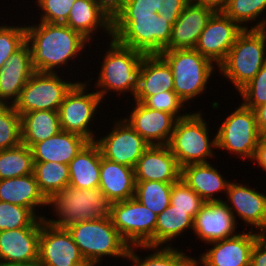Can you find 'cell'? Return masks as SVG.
I'll list each match as a JSON object with an SVG mask.
<instances>
[{
	"label": "cell",
	"mask_w": 266,
	"mask_h": 266,
	"mask_svg": "<svg viewBox=\"0 0 266 266\" xmlns=\"http://www.w3.org/2000/svg\"><path fill=\"white\" fill-rule=\"evenodd\" d=\"M110 218L129 246H155L157 215L134 197L111 203Z\"/></svg>",
	"instance_id": "12"
},
{
	"label": "cell",
	"mask_w": 266,
	"mask_h": 266,
	"mask_svg": "<svg viewBox=\"0 0 266 266\" xmlns=\"http://www.w3.org/2000/svg\"><path fill=\"white\" fill-rule=\"evenodd\" d=\"M238 94L241 104L252 110L266 103V63Z\"/></svg>",
	"instance_id": "43"
},
{
	"label": "cell",
	"mask_w": 266,
	"mask_h": 266,
	"mask_svg": "<svg viewBox=\"0 0 266 266\" xmlns=\"http://www.w3.org/2000/svg\"><path fill=\"white\" fill-rule=\"evenodd\" d=\"M61 74L35 71L14 104L19 115L38 110L58 111L66 93L77 82L64 79L66 76Z\"/></svg>",
	"instance_id": "11"
},
{
	"label": "cell",
	"mask_w": 266,
	"mask_h": 266,
	"mask_svg": "<svg viewBox=\"0 0 266 266\" xmlns=\"http://www.w3.org/2000/svg\"><path fill=\"white\" fill-rule=\"evenodd\" d=\"M72 266H97V265L90 261L85 260L84 262H81V263H78Z\"/></svg>",
	"instance_id": "52"
},
{
	"label": "cell",
	"mask_w": 266,
	"mask_h": 266,
	"mask_svg": "<svg viewBox=\"0 0 266 266\" xmlns=\"http://www.w3.org/2000/svg\"><path fill=\"white\" fill-rule=\"evenodd\" d=\"M135 102V103H134ZM129 115L123 118L150 145H168L177 119L164 111L133 101Z\"/></svg>",
	"instance_id": "19"
},
{
	"label": "cell",
	"mask_w": 266,
	"mask_h": 266,
	"mask_svg": "<svg viewBox=\"0 0 266 266\" xmlns=\"http://www.w3.org/2000/svg\"><path fill=\"white\" fill-rule=\"evenodd\" d=\"M172 25L159 13L116 14L112 36L120 45L145 55L160 54L169 44Z\"/></svg>",
	"instance_id": "2"
},
{
	"label": "cell",
	"mask_w": 266,
	"mask_h": 266,
	"mask_svg": "<svg viewBox=\"0 0 266 266\" xmlns=\"http://www.w3.org/2000/svg\"><path fill=\"white\" fill-rule=\"evenodd\" d=\"M91 79L82 82L77 80L66 93L58 113L61 130L79 134L89 142H95L97 136L94 129H91L92 123L95 124L97 111L105 102L95 90L91 91L92 87L89 89Z\"/></svg>",
	"instance_id": "9"
},
{
	"label": "cell",
	"mask_w": 266,
	"mask_h": 266,
	"mask_svg": "<svg viewBox=\"0 0 266 266\" xmlns=\"http://www.w3.org/2000/svg\"><path fill=\"white\" fill-rule=\"evenodd\" d=\"M26 43V27L2 24L0 26V70L7 60Z\"/></svg>",
	"instance_id": "41"
},
{
	"label": "cell",
	"mask_w": 266,
	"mask_h": 266,
	"mask_svg": "<svg viewBox=\"0 0 266 266\" xmlns=\"http://www.w3.org/2000/svg\"><path fill=\"white\" fill-rule=\"evenodd\" d=\"M250 266H266V234H260L251 251Z\"/></svg>",
	"instance_id": "47"
},
{
	"label": "cell",
	"mask_w": 266,
	"mask_h": 266,
	"mask_svg": "<svg viewBox=\"0 0 266 266\" xmlns=\"http://www.w3.org/2000/svg\"><path fill=\"white\" fill-rule=\"evenodd\" d=\"M159 55L170 66L174 92L186 105L206 93L209 80L218 68L209 59L195 49L164 50Z\"/></svg>",
	"instance_id": "7"
},
{
	"label": "cell",
	"mask_w": 266,
	"mask_h": 266,
	"mask_svg": "<svg viewBox=\"0 0 266 266\" xmlns=\"http://www.w3.org/2000/svg\"><path fill=\"white\" fill-rule=\"evenodd\" d=\"M242 30L224 12H214L199 36L194 49L219 67Z\"/></svg>",
	"instance_id": "14"
},
{
	"label": "cell",
	"mask_w": 266,
	"mask_h": 266,
	"mask_svg": "<svg viewBox=\"0 0 266 266\" xmlns=\"http://www.w3.org/2000/svg\"><path fill=\"white\" fill-rule=\"evenodd\" d=\"M66 229L85 260L98 266L106 257L126 260L129 244L121 237L110 217L76 223Z\"/></svg>",
	"instance_id": "8"
},
{
	"label": "cell",
	"mask_w": 266,
	"mask_h": 266,
	"mask_svg": "<svg viewBox=\"0 0 266 266\" xmlns=\"http://www.w3.org/2000/svg\"><path fill=\"white\" fill-rule=\"evenodd\" d=\"M163 91H174L170 66L159 54L144 55L138 70L134 101L142 103L148 96Z\"/></svg>",
	"instance_id": "25"
},
{
	"label": "cell",
	"mask_w": 266,
	"mask_h": 266,
	"mask_svg": "<svg viewBox=\"0 0 266 266\" xmlns=\"http://www.w3.org/2000/svg\"><path fill=\"white\" fill-rule=\"evenodd\" d=\"M38 22L28 26L25 24L26 42L30 47L32 66L37 72L62 71L63 74V69L69 67L70 62L73 63L76 58L78 60L80 55H83L84 51L87 52L84 50L87 49V44L91 46L86 38L66 24Z\"/></svg>",
	"instance_id": "1"
},
{
	"label": "cell",
	"mask_w": 266,
	"mask_h": 266,
	"mask_svg": "<svg viewBox=\"0 0 266 266\" xmlns=\"http://www.w3.org/2000/svg\"><path fill=\"white\" fill-rule=\"evenodd\" d=\"M251 162L260 166L266 174V135L261 136Z\"/></svg>",
	"instance_id": "48"
},
{
	"label": "cell",
	"mask_w": 266,
	"mask_h": 266,
	"mask_svg": "<svg viewBox=\"0 0 266 266\" xmlns=\"http://www.w3.org/2000/svg\"><path fill=\"white\" fill-rule=\"evenodd\" d=\"M45 216L35 214L30 208L0 201V231L26 227H41Z\"/></svg>",
	"instance_id": "38"
},
{
	"label": "cell",
	"mask_w": 266,
	"mask_h": 266,
	"mask_svg": "<svg viewBox=\"0 0 266 266\" xmlns=\"http://www.w3.org/2000/svg\"><path fill=\"white\" fill-rule=\"evenodd\" d=\"M111 19L122 9L126 0H95Z\"/></svg>",
	"instance_id": "49"
},
{
	"label": "cell",
	"mask_w": 266,
	"mask_h": 266,
	"mask_svg": "<svg viewBox=\"0 0 266 266\" xmlns=\"http://www.w3.org/2000/svg\"><path fill=\"white\" fill-rule=\"evenodd\" d=\"M85 259L67 229L41 222L39 237V266H72Z\"/></svg>",
	"instance_id": "16"
},
{
	"label": "cell",
	"mask_w": 266,
	"mask_h": 266,
	"mask_svg": "<svg viewBox=\"0 0 266 266\" xmlns=\"http://www.w3.org/2000/svg\"><path fill=\"white\" fill-rule=\"evenodd\" d=\"M52 208V219L46 216L43 220L54 227L66 229L69 226L110 217L111 202L98 188L83 190L65 186L47 200V207Z\"/></svg>",
	"instance_id": "3"
},
{
	"label": "cell",
	"mask_w": 266,
	"mask_h": 266,
	"mask_svg": "<svg viewBox=\"0 0 266 266\" xmlns=\"http://www.w3.org/2000/svg\"><path fill=\"white\" fill-rule=\"evenodd\" d=\"M259 235L242 230L236 236L209 243L212 247L193 259L200 266H250L251 251Z\"/></svg>",
	"instance_id": "17"
},
{
	"label": "cell",
	"mask_w": 266,
	"mask_h": 266,
	"mask_svg": "<svg viewBox=\"0 0 266 266\" xmlns=\"http://www.w3.org/2000/svg\"><path fill=\"white\" fill-rule=\"evenodd\" d=\"M223 12L242 29L266 28V16L263 14L266 12V0H230ZM249 24L251 26H247Z\"/></svg>",
	"instance_id": "35"
},
{
	"label": "cell",
	"mask_w": 266,
	"mask_h": 266,
	"mask_svg": "<svg viewBox=\"0 0 266 266\" xmlns=\"http://www.w3.org/2000/svg\"><path fill=\"white\" fill-rule=\"evenodd\" d=\"M218 170L211 162L189 164L181 168L180 178L205 202L223 201L216 194L226 195L231 180L224 178Z\"/></svg>",
	"instance_id": "26"
},
{
	"label": "cell",
	"mask_w": 266,
	"mask_h": 266,
	"mask_svg": "<svg viewBox=\"0 0 266 266\" xmlns=\"http://www.w3.org/2000/svg\"><path fill=\"white\" fill-rule=\"evenodd\" d=\"M61 131L58 111L38 110L21 116L22 144L31 147Z\"/></svg>",
	"instance_id": "31"
},
{
	"label": "cell",
	"mask_w": 266,
	"mask_h": 266,
	"mask_svg": "<svg viewBox=\"0 0 266 266\" xmlns=\"http://www.w3.org/2000/svg\"><path fill=\"white\" fill-rule=\"evenodd\" d=\"M135 181L175 183L181 168L168 145H150L134 167Z\"/></svg>",
	"instance_id": "21"
},
{
	"label": "cell",
	"mask_w": 266,
	"mask_h": 266,
	"mask_svg": "<svg viewBox=\"0 0 266 266\" xmlns=\"http://www.w3.org/2000/svg\"><path fill=\"white\" fill-rule=\"evenodd\" d=\"M134 198L156 215L170 205L173 183L160 181H135Z\"/></svg>",
	"instance_id": "37"
},
{
	"label": "cell",
	"mask_w": 266,
	"mask_h": 266,
	"mask_svg": "<svg viewBox=\"0 0 266 266\" xmlns=\"http://www.w3.org/2000/svg\"><path fill=\"white\" fill-rule=\"evenodd\" d=\"M34 162L30 147L20 144L0 150V180L33 173Z\"/></svg>",
	"instance_id": "36"
},
{
	"label": "cell",
	"mask_w": 266,
	"mask_h": 266,
	"mask_svg": "<svg viewBox=\"0 0 266 266\" xmlns=\"http://www.w3.org/2000/svg\"><path fill=\"white\" fill-rule=\"evenodd\" d=\"M103 53L104 58L99 68L98 79L95 81V91L105 102L107 95L113 92L115 95L135 97L137 91L138 70L144 57V53L118 44L110 39ZM106 96V97H105Z\"/></svg>",
	"instance_id": "4"
},
{
	"label": "cell",
	"mask_w": 266,
	"mask_h": 266,
	"mask_svg": "<svg viewBox=\"0 0 266 266\" xmlns=\"http://www.w3.org/2000/svg\"><path fill=\"white\" fill-rule=\"evenodd\" d=\"M166 246H147L133 245L129 246L126 259L132 264L128 266H187L192 260V256L184 253L178 247ZM152 251L147 256L141 257L136 250ZM154 250V251H153ZM137 253V254H136Z\"/></svg>",
	"instance_id": "32"
},
{
	"label": "cell",
	"mask_w": 266,
	"mask_h": 266,
	"mask_svg": "<svg viewBox=\"0 0 266 266\" xmlns=\"http://www.w3.org/2000/svg\"><path fill=\"white\" fill-rule=\"evenodd\" d=\"M235 218L223 201L205 202L194 218L193 231L196 239L205 245L236 236Z\"/></svg>",
	"instance_id": "18"
},
{
	"label": "cell",
	"mask_w": 266,
	"mask_h": 266,
	"mask_svg": "<svg viewBox=\"0 0 266 266\" xmlns=\"http://www.w3.org/2000/svg\"><path fill=\"white\" fill-rule=\"evenodd\" d=\"M248 183L233 182L228 185L223 202L231 210L237 223V216L251 231L266 234V194L249 187ZM255 228V229H254Z\"/></svg>",
	"instance_id": "15"
},
{
	"label": "cell",
	"mask_w": 266,
	"mask_h": 266,
	"mask_svg": "<svg viewBox=\"0 0 266 266\" xmlns=\"http://www.w3.org/2000/svg\"><path fill=\"white\" fill-rule=\"evenodd\" d=\"M101 151L95 142H88L68 164L69 185L88 190L99 187Z\"/></svg>",
	"instance_id": "29"
},
{
	"label": "cell",
	"mask_w": 266,
	"mask_h": 266,
	"mask_svg": "<svg viewBox=\"0 0 266 266\" xmlns=\"http://www.w3.org/2000/svg\"><path fill=\"white\" fill-rule=\"evenodd\" d=\"M193 226L194 219L188 215V211L173 209V206L169 205L157 215L155 246L172 247V241L181 237L187 230L192 232Z\"/></svg>",
	"instance_id": "33"
},
{
	"label": "cell",
	"mask_w": 266,
	"mask_h": 266,
	"mask_svg": "<svg viewBox=\"0 0 266 266\" xmlns=\"http://www.w3.org/2000/svg\"><path fill=\"white\" fill-rule=\"evenodd\" d=\"M135 185L134 168L107 160L101 154L99 189L111 203L133 198Z\"/></svg>",
	"instance_id": "28"
},
{
	"label": "cell",
	"mask_w": 266,
	"mask_h": 266,
	"mask_svg": "<svg viewBox=\"0 0 266 266\" xmlns=\"http://www.w3.org/2000/svg\"><path fill=\"white\" fill-rule=\"evenodd\" d=\"M142 104L148 108L172 114L176 119L186 117L189 113H187V111L185 112L186 108L184 107L187 106L188 108V106H191L186 105L174 91H163L161 93L148 96ZM182 111L183 113L181 114Z\"/></svg>",
	"instance_id": "42"
},
{
	"label": "cell",
	"mask_w": 266,
	"mask_h": 266,
	"mask_svg": "<svg viewBox=\"0 0 266 266\" xmlns=\"http://www.w3.org/2000/svg\"><path fill=\"white\" fill-rule=\"evenodd\" d=\"M257 126L261 135H266V103L254 110Z\"/></svg>",
	"instance_id": "51"
},
{
	"label": "cell",
	"mask_w": 266,
	"mask_h": 266,
	"mask_svg": "<svg viewBox=\"0 0 266 266\" xmlns=\"http://www.w3.org/2000/svg\"><path fill=\"white\" fill-rule=\"evenodd\" d=\"M204 204L205 201L181 178L173 183L170 195V205L173 209L188 211V215L194 219Z\"/></svg>",
	"instance_id": "40"
},
{
	"label": "cell",
	"mask_w": 266,
	"mask_h": 266,
	"mask_svg": "<svg viewBox=\"0 0 266 266\" xmlns=\"http://www.w3.org/2000/svg\"><path fill=\"white\" fill-rule=\"evenodd\" d=\"M34 2L38 6V10L41 11L40 19L41 22L51 24H65L71 6L76 0H35ZM41 9V10H40Z\"/></svg>",
	"instance_id": "44"
},
{
	"label": "cell",
	"mask_w": 266,
	"mask_h": 266,
	"mask_svg": "<svg viewBox=\"0 0 266 266\" xmlns=\"http://www.w3.org/2000/svg\"><path fill=\"white\" fill-rule=\"evenodd\" d=\"M41 227L0 231V264L38 263Z\"/></svg>",
	"instance_id": "20"
},
{
	"label": "cell",
	"mask_w": 266,
	"mask_h": 266,
	"mask_svg": "<svg viewBox=\"0 0 266 266\" xmlns=\"http://www.w3.org/2000/svg\"><path fill=\"white\" fill-rule=\"evenodd\" d=\"M187 266H200V265L192 258V260L187 264Z\"/></svg>",
	"instance_id": "54"
},
{
	"label": "cell",
	"mask_w": 266,
	"mask_h": 266,
	"mask_svg": "<svg viewBox=\"0 0 266 266\" xmlns=\"http://www.w3.org/2000/svg\"><path fill=\"white\" fill-rule=\"evenodd\" d=\"M0 266H39L38 263L26 264V265H11V264H0Z\"/></svg>",
	"instance_id": "53"
},
{
	"label": "cell",
	"mask_w": 266,
	"mask_h": 266,
	"mask_svg": "<svg viewBox=\"0 0 266 266\" xmlns=\"http://www.w3.org/2000/svg\"><path fill=\"white\" fill-rule=\"evenodd\" d=\"M161 7V0H126L117 14L159 13Z\"/></svg>",
	"instance_id": "45"
},
{
	"label": "cell",
	"mask_w": 266,
	"mask_h": 266,
	"mask_svg": "<svg viewBox=\"0 0 266 266\" xmlns=\"http://www.w3.org/2000/svg\"><path fill=\"white\" fill-rule=\"evenodd\" d=\"M33 173L40 192L48 200L56 192L69 185L68 164L58 162H34Z\"/></svg>",
	"instance_id": "34"
},
{
	"label": "cell",
	"mask_w": 266,
	"mask_h": 266,
	"mask_svg": "<svg viewBox=\"0 0 266 266\" xmlns=\"http://www.w3.org/2000/svg\"><path fill=\"white\" fill-rule=\"evenodd\" d=\"M265 63L266 28L243 29L217 70L239 92Z\"/></svg>",
	"instance_id": "5"
},
{
	"label": "cell",
	"mask_w": 266,
	"mask_h": 266,
	"mask_svg": "<svg viewBox=\"0 0 266 266\" xmlns=\"http://www.w3.org/2000/svg\"><path fill=\"white\" fill-rule=\"evenodd\" d=\"M22 143L21 116L13 105L0 104V150Z\"/></svg>",
	"instance_id": "39"
},
{
	"label": "cell",
	"mask_w": 266,
	"mask_h": 266,
	"mask_svg": "<svg viewBox=\"0 0 266 266\" xmlns=\"http://www.w3.org/2000/svg\"><path fill=\"white\" fill-rule=\"evenodd\" d=\"M72 30L79 32L90 43L95 39L96 32L112 36V19L95 0H76L71 6L69 17L65 23ZM101 29V30H100ZM94 35V37H93Z\"/></svg>",
	"instance_id": "24"
},
{
	"label": "cell",
	"mask_w": 266,
	"mask_h": 266,
	"mask_svg": "<svg viewBox=\"0 0 266 266\" xmlns=\"http://www.w3.org/2000/svg\"><path fill=\"white\" fill-rule=\"evenodd\" d=\"M195 3L210 8L214 12H223L230 0H193Z\"/></svg>",
	"instance_id": "50"
},
{
	"label": "cell",
	"mask_w": 266,
	"mask_h": 266,
	"mask_svg": "<svg viewBox=\"0 0 266 266\" xmlns=\"http://www.w3.org/2000/svg\"><path fill=\"white\" fill-rule=\"evenodd\" d=\"M216 133L217 149L236 155L240 160L250 161L254 157L257 144L261 138L256 116L252 109L241 103L223 118ZM223 149V150H222Z\"/></svg>",
	"instance_id": "10"
},
{
	"label": "cell",
	"mask_w": 266,
	"mask_h": 266,
	"mask_svg": "<svg viewBox=\"0 0 266 266\" xmlns=\"http://www.w3.org/2000/svg\"><path fill=\"white\" fill-rule=\"evenodd\" d=\"M203 114L201 109L189 112L175 123L168 146L180 168L189 164L208 163L209 158H217L216 151H213L217 149L216 134L210 137V127Z\"/></svg>",
	"instance_id": "6"
},
{
	"label": "cell",
	"mask_w": 266,
	"mask_h": 266,
	"mask_svg": "<svg viewBox=\"0 0 266 266\" xmlns=\"http://www.w3.org/2000/svg\"><path fill=\"white\" fill-rule=\"evenodd\" d=\"M88 142L79 134L61 130L52 137L30 147L33 162L54 161L69 164Z\"/></svg>",
	"instance_id": "27"
},
{
	"label": "cell",
	"mask_w": 266,
	"mask_h": 266,
	"mask_svg": "<svg viewBox=\"0 0 266 266\" xmlns=\"http://www.w3.org/2000/svg\"><path fill=\"white\" fill-rule=\"evenodd\" d=\"M0 201L30 208L35 214L39 208L47 206L34 173L0 180Z\"/></svg>",
	"instance_id": "30"
},
{
	"label": "cell",
	"mask_w": 266,
	"mask_h": 266,
	"mask_svg": "<svg viewBox=\"0 0 266 266\" xmlns=\"http://www.w3.org/2000/svg\"><path fill=\"white\" fill-rule=\"evenodd\" d=\"M189 2L190 0H161L159 14L173 26Z\"/></svg>",
	"instance_id": "46"
},
{
	"label": "cell",
	"mask_w": 266,
	"mask_h": 266,
	"mask_svg": "<svg viewBox=\"0 0 266 266\" xmlns=\"http://www.w3.org/2000/svg\"><path fill=\"white\" fill-rule=\"evenodd\" d=\"M113 122L112 130L103 137L100 134L95 143L103 158L134 168L150 144L123 117Z\"/></svg>",
	"instance_id": "13"
},
{
	"label": "cell",
	"mask_w": 266,
	"mask_h": 266,
	"mask_svg": "<svg viewBox=\"0 0 266 266\" xmlns=\"http://www.w3.org/2000/svg\"><path fill=\"white\" fill-rule=\"evenodd\" d=\"M34 72L30 47L26 42L0 70V104L14 106Z\"/></svg>",
	"instance_id": "22"
},
{
	"label": "cell",
	"mask_w": 266,
	"mask_h": 266,
	"mask_svg": "<svg viewBox=\"0 0 266 266\" xmlns=\"http://www.w3.org/2000/svg\"><path fill=\"white\" fill-rule=\"evenodd\" d=\"M213 13L210 8L190 0L172 26L171 39L164 50L194 49Z\"/></svg>",
	"instance_id": "23"
}]
</instances>
